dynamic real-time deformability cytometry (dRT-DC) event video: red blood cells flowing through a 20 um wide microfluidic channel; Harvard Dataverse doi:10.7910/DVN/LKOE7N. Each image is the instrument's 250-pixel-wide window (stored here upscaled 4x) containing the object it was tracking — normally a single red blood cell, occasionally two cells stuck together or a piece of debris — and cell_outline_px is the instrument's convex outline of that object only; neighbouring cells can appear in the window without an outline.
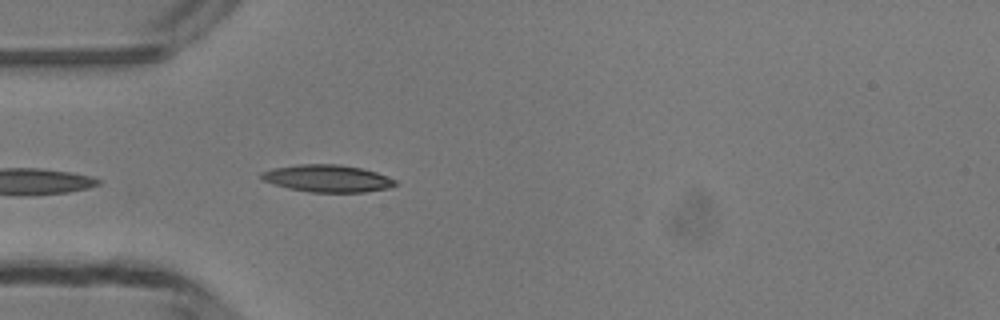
{"species": "common noctule bat (a hibernating species)", "species_latin": "Nyctalus noctula", "temperature_condition": "room temperature", "stored_images_in_passage": 34, "camera_frame_rate_fps": 3000, "um_per_image_px": 0.085, "animal": {"sex": "male", "body_mass_g": 13.3}, "frame": {"image": 1, "passage_image": 1, "time_ms": 0.0, "image_size_px": [1000, 320], "cell_outline_px": [[396, 184], [388, 188], [364, 192], [308, 192], [288, 188], [264, 180], [260, 176], [260, 172], [272, 168], [300, 164], [340, 164], [360, 168], [376, 172], [396, 180]], "centroid_in_image_um": [27.82, 15.16], "position_along_channel_um": 57.2, "area_um2": 21.1}}
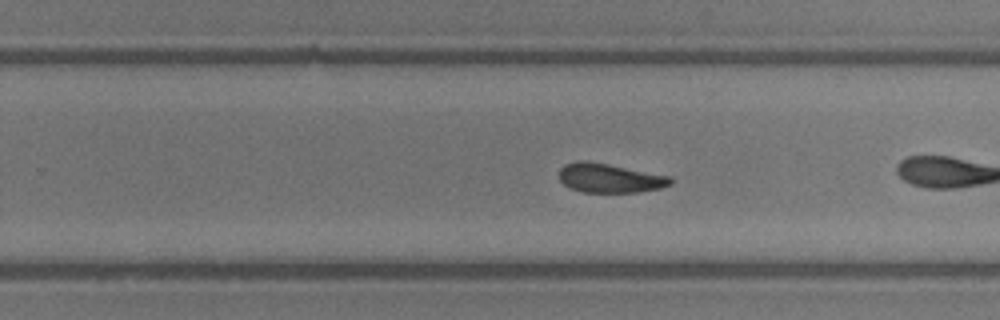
{"frame": {"image": 2, "passage_image": 15, "time_ms": 4.667, "image_size_px": [1000, 320], "cell_outline_px": [[672, 184], [660, 188], [636, 192], [584, 192], [572, 188], [564, 184], [560, 180], [560, 168], [564, 164], [576, 160], [588, 160], [672, 176]], "centroid_in_image_um": [51.83, 15.11], "position_along_channel_um": 278.0, "area_um2": 19.02}}
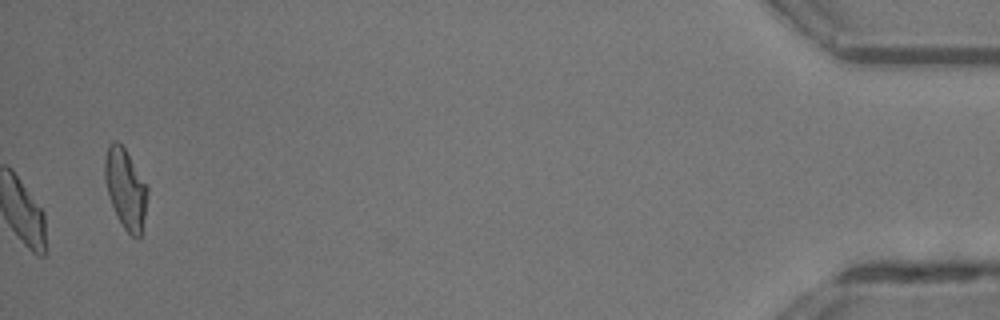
{"frame": {"image": 3, "passage_image": 34, "time_ms": 11.0, "image_size_px": [1000, 320], "cell_outline_px": [[148, 192], [144, 216], [140, 236], [132, 236], [124, 228], [116, 216], [108, 196], [104, 180], [104, 160], [108, 144], [112, 140], [116, 140], [124, 148], [148, 188]], "centroid_in_image_um": [10.63, 16.01], "position_along_channel_um": 424.6, "area_um2": 19.65}, "authors_computed_cell_mechanics": {"area_um2": 19.1607, "velocity_mm_per_s": 4.16, "shape_relaxation_time_tau1_ms": 4.0427, "shape_relaxation_time_tau2_ms": 4.3885, "deformation_change_tau1": 0.1329, "deformation_change_tau2": 0.1232}}